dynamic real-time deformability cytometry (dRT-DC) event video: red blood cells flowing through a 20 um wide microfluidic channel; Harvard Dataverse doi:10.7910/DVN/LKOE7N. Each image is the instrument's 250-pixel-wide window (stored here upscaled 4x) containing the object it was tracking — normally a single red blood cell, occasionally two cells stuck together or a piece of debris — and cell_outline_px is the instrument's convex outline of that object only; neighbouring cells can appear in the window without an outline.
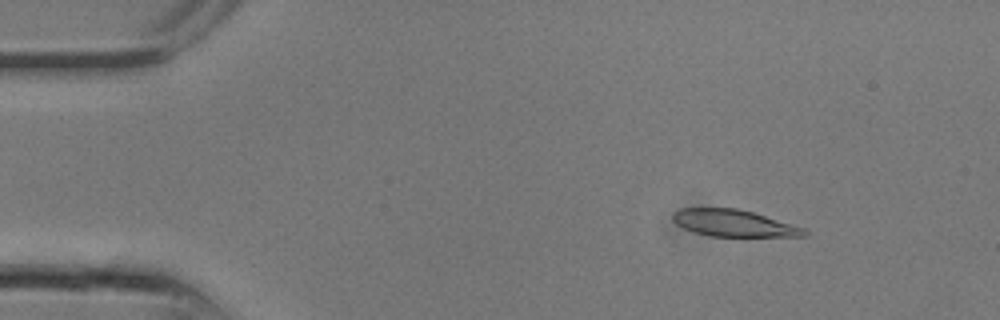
{"species": "common noctule bat (a hibernating species)", "species_latin": "Nyctalus noctula", "temperature_condition": "room temperature", "stored_images_in_passage": 15, "camera_frame_rate_fps": 3000, "um_per_image_px": 0.085, "animal": {"sex": "male", "body_mass_g": 13.3}, "frame": {"image": 1, "passage_image": 3, "time_ms": 0.667, "image_size_px": [1000, 320], "cell_outline_px": [[808, 236], [708, 236], [684, 228], [676, 224], [672, 220], [672, 212], [680, 208], [736, 208], [752, 212], [804, 228], [808, 232]], "centroid_in_image_um": [62.32, 18.96], "position_along_channel_um": 22.7, "area_um2": 20.35}}
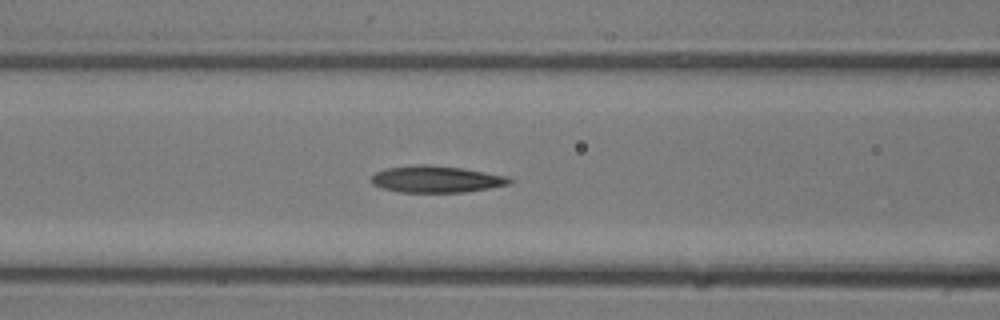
{"frame": {"image": 2, "passage_image": 10, "time_ms": 3.0, "image_size_px": [1000, 320], "cell_outline_px": [[516, 180], [512, 184], [464, 192], [400, 192], [384, 188], [372, 184], [372, 176], [376, 172], [384, 168], [412, 164], [428, 164], [460, 168], [508, 176]], "centroid_in_image_um": [37.1, 15.22], "position_along_channel_um": 129.5, "area_um2": 21.62}}
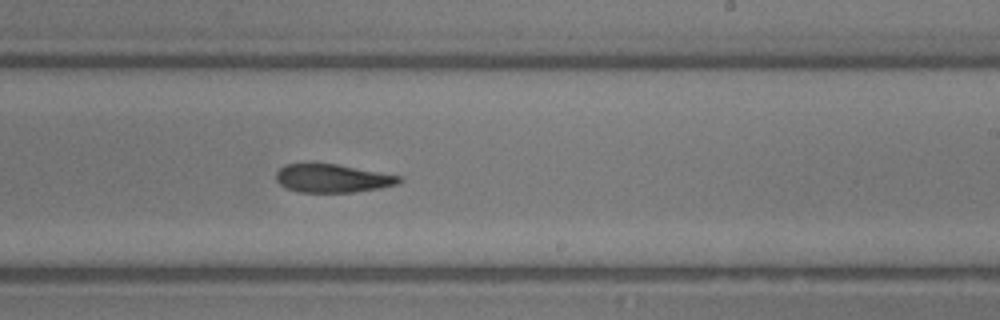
{"frame": {"image": 3, "passage_image": 15, "time_ms": 4.667, "image_size_px": [1000, 320], "cell_outline_px": [[404, 180], [396, 184], [380, 188], [352, 192], [300, 192], [288, 188], [280, 184], [276, 180], [276, 172], [284, 164], [312, 160], [336, 164], [400, 176]], "centroid_in_image_um": [28.18, 15.11], "position_along_channel_um": 260.8, "area_um2": 20.75}}